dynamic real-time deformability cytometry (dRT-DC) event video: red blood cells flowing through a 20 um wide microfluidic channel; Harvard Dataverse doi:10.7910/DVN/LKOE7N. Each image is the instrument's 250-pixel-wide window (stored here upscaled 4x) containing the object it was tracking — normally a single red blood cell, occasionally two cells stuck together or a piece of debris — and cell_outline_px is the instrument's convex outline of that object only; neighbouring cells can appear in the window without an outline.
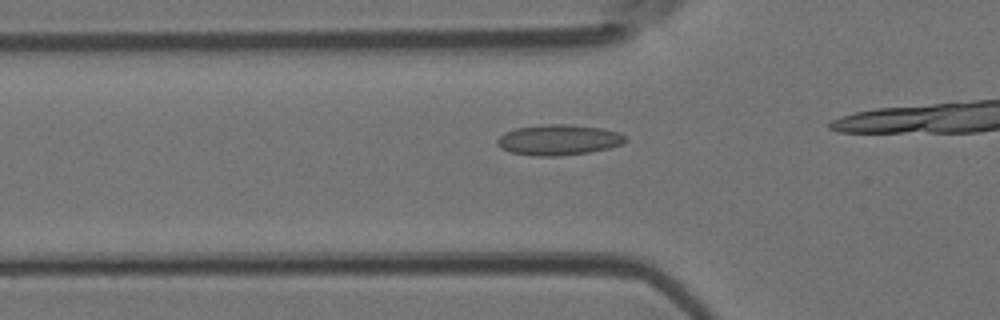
{"species": "Egyptian fruit bat (a non-hibernating species)", "species_latin": "Rousettus aegyptiacus", "temperature_condition": "room temperature", "stored_images_in_passage": 15, "camera_frame_rate_fps": 3000, "um_per_image_px": 0.085, "animal": {"sex": "female"}, "frame": {"image": 1, "passage_image": 11, "time_ms": 3.333, "image_size_px": [1000, 320], "cell_outline_px": [[628, 140], [620, 144], [608, 148], [588, 152], [560, 156], [532, 156], [512, 152], [500, 148], [496, 144], [496, 140], [504, 132], [516, 128], [544, 124], [568, 124], [600, 128], [616, 132], [624, 136]], "centroid_in_image_um": [47.42, 11.89], "position_along_channel_um": 78.4, "area_um2": 22.72}}